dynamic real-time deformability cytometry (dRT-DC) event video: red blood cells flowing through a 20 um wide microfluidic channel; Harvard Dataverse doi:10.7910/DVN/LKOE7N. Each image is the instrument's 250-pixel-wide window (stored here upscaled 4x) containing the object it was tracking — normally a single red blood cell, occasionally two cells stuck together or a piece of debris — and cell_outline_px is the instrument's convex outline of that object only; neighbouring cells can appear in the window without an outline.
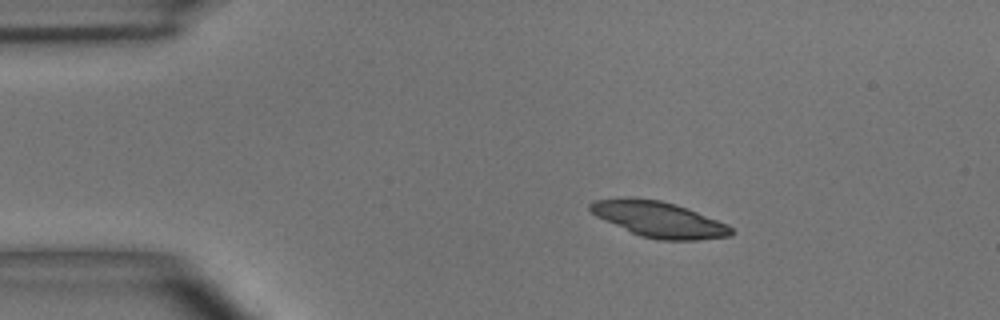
{"species": "common noctule bat (a hibernating species)", "species_latin": "Nyctalus noctula", "temperature_condition": "room temperature", "stored_images_in_passage": 5, "camera_frame_rate_fps": 3000, "um_per_image_px": 0.085, "animal": {"sex": "male", "body_mass_g": 15.6}, "frame": {"image": 1, "passage_image": 1, "time_ms": 0.0, "image_size_px": [1000, 320], "cell_outline_px": [[736, 232], [728, 236], [696, 240], [660, 240], [640, 236], [596, 216], [588, 208], [588, 204], [596, 200], [660, 200], [676, 204], [688, 208], [728, 224]], "centroid_in_image_um": [56.09, 18.69], "position_along_channel_um": 28.9, "area_um2": 28.5}}